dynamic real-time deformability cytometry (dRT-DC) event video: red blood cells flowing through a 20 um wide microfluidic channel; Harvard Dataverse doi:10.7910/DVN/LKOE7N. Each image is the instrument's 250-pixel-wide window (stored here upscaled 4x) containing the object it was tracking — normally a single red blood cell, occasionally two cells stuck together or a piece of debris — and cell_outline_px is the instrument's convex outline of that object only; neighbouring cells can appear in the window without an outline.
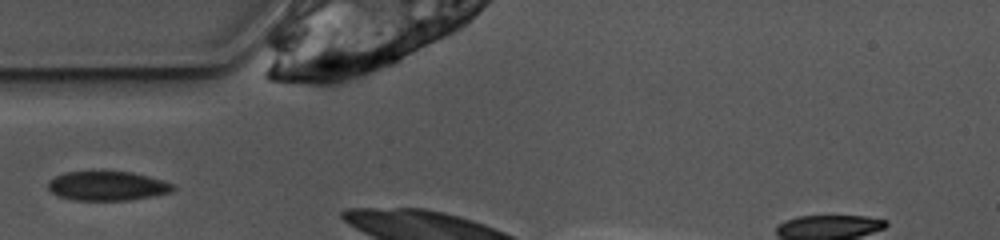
{"species": "common noctule bat (a hibernating species)", "species_latin": "Nyctalus noctula", "temperature_condition": "warm", "stored_images_in_passage": 5, "camera_frame_rate_fps": 3000, "um_per_image_px": 0.085, "animal": {"sex": "female", "body_mass_g": 10.0, "forearm_length_mm": 53.1}, "frame": {"image": 1, "passage_image": 1, "time_ms": 0.0, "image_size_px": [1000, 240], "cell_outline_px": [[176, 188], [172, 192], [152, 196], [128, 200], [72, 200], [60, 196], [52, 192], [48, 188], [48, 180], [56, 176], [68, 172], [132, 172], [148, 176], [172, 184]], "centroid_in_image_um": [9.12, 15.81], "position_along_channel_um": 75.9, "area_um2": 21.04}}